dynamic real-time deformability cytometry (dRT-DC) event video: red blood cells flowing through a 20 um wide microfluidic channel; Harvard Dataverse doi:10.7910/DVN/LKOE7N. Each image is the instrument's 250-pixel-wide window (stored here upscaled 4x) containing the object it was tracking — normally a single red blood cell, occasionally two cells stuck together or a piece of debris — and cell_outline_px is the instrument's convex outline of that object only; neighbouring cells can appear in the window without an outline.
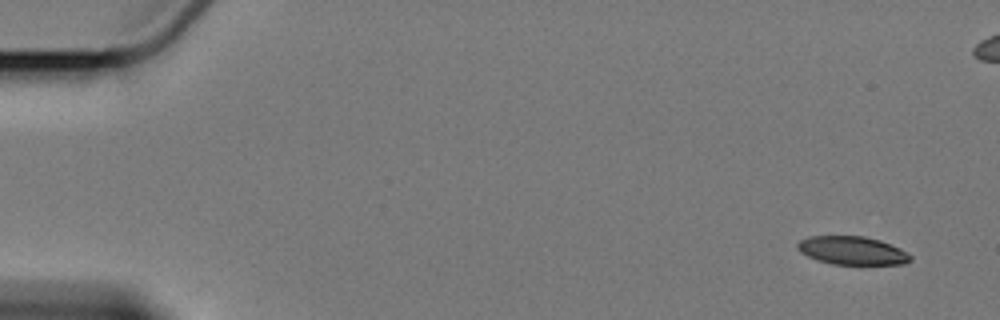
{"species": "Egyptian fruit bat (a non-hibernating species)", "species_latin": "Rousettus aegyptiacus", "temperature_condition": "cold", "stored_images_in_passage": 5, "camera_frame_rate_fps": 3000, "um_per_image_px": 0.085, "animal": {"sex": "female"}, "frame": {"image": 1, "passage_image": 1, "time_ms": 0.0, "image_size_px": [1000, 320], "cell_outline_px": [[912, 260], [904, 264], [832, 264], [816, 260], [800, 252], [796, 248], [796, 244], [800, 240], [808, 236], [864, 236], [880, 240], [900, 248], [908, 252], [912, 256]], "centroid_in_image_um": [72.43, 21.29], "position_along_channel_um": 12.6, "area_um2": 18.79}}